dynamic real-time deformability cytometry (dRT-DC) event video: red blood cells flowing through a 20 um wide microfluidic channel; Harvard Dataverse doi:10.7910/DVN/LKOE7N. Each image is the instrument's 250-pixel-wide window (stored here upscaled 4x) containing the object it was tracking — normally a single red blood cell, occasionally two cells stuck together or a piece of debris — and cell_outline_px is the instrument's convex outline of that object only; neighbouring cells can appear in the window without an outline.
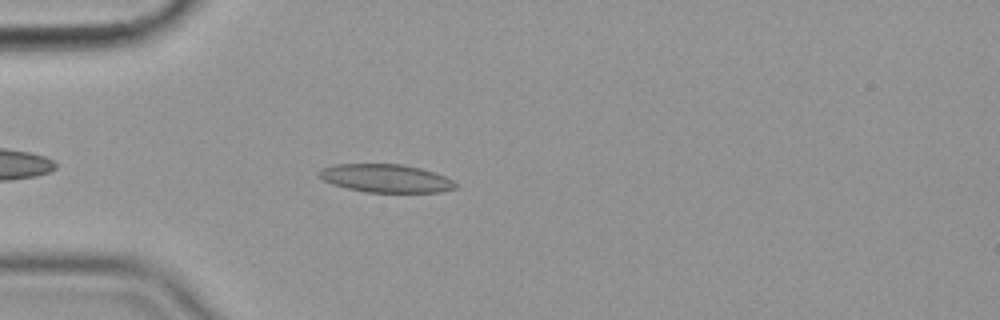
{"species": "common noctule bat (a hibernating species)", "species_latin": "Nyctalus noctula", "temperature_condition": "cold", "stored_images_in_passage": 10, "camera_frame_rate_fps": 3000, "um_per_image_px": 0.085, "animal": {"sex": "female", "body_mass_g": 19.9}, "frame": {"image": 1, "passage_image": 6, "time_ms": 1.667, "image_size_px": [1000, 320], "cell_outline_px": [[456, 188], [440, 192], [368, 192], [348, 188], [332, 184], [316, 176], [324, 168], [336, 164], [400, 164], [420, 168], [436, 172], [452, 180], [456, 184]], "centroid_in_image_um": [32.81, 15.15], "position_along_channel_um": 52.2, "area_um2": 22.2}}